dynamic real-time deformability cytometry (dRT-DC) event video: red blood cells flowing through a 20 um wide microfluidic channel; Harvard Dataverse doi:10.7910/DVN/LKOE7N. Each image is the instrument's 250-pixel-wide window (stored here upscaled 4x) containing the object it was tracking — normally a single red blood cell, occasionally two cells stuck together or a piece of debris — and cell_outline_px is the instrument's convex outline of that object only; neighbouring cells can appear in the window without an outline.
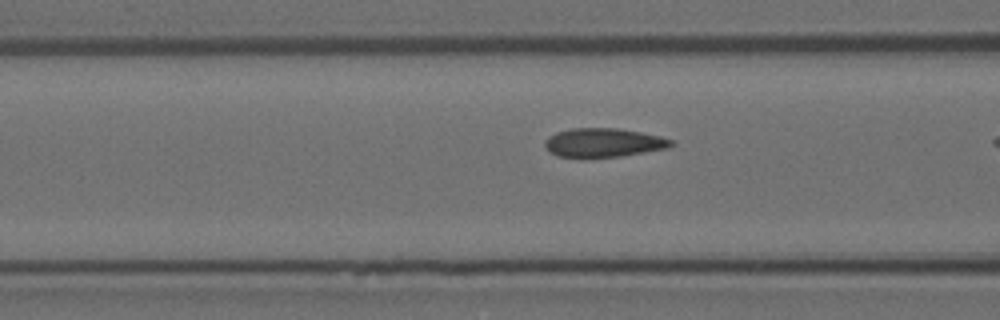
{"species": "Egyptian fruit bat (a non-hibernating species)", "species_latin": "Rousettus aegyptiacus", "temperature_condition": "room temperature", "stored_images_in_passage": 16, "camera_frame_rate_fps": 3000, "um_per_image_px": 0.085, "animal": {"sex": "female"}, "frame": {"image": 1, "passage_image": 14, "time_ms": 4.333, "image_size_px": [1000, 320], "cell_outline_px": [[676, 144], [668, 148], [620, 156], [580, 160], [556, 156], [544, 144], [544, 140], [548, 136], [556, 132], [572, 128], [616, 128], [640, 132], [660, 136], [672, 140]], "centroid_in_image_um": [51.25, 12.15], "position_along_channel_um": 115.3, "area_um2": 21.79}}